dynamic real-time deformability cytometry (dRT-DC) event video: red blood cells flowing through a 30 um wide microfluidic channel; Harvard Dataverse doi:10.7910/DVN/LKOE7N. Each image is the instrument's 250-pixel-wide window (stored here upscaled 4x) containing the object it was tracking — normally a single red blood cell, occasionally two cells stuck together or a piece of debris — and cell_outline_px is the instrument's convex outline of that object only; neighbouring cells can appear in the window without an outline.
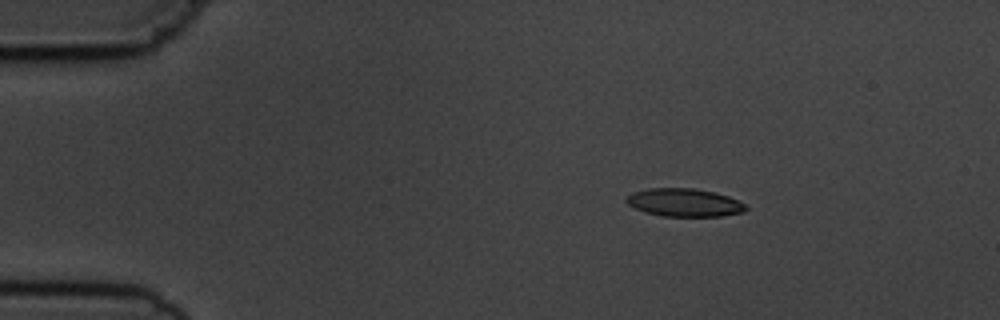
{"species": "common noctule bat (a hibernating species)", "species_latin": "Nyctalus noctula", "temperature_condition": "cold", "stored_images_in_passage": 3, "camera_frame_rate_fps": 3000, "um_per_image_px": 0.085, "animal": {"sex": "male", "body_mass_g": 19.5, "forearm_length_mm": 54.6}, "frame": {"image": 1, "passage_image": 1, "time_ms": 0.0, "image_size_px": [1000, 320], "cell_outline_px": [[748, 208], [744, 212], [720, 216], [664, 216], [644, 212], [628, 204], [624, 200], [632, 192], [648, 188], [692, 188], [716, 192], [728, 196], [744, 204]], "centroid_in_image_um": [58.15, 17.21], "position_along_channel_um": 26.8, "area_um2": 19.48}}